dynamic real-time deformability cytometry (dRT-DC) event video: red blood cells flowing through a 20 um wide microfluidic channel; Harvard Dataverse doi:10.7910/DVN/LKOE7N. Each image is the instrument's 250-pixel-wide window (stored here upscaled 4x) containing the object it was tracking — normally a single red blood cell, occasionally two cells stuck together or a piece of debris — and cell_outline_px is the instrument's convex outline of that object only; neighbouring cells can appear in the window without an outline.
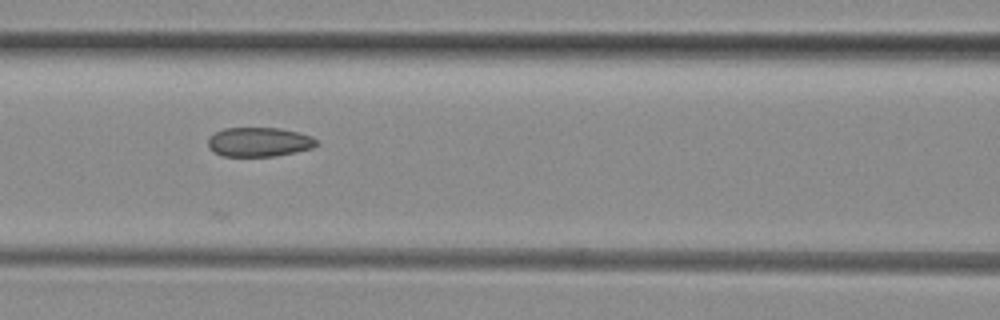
{"species": "common noctule bat (a hibernating species)", "species_latin": "Nyctalus noctula", "temperature_condition": "room temperature", "stored_images_in_passage": 8, "camera_frame_rate_fps": 3000, "um_per_image_px": 0.085, "animal": {"sex": "female", "body_mass_g": 29.2, "forearm_length_mm": 56.3}, "frame": {"image": 1, "passage_image": 6, "time_ms": 6.667, "image_size_px": [1000, 320], "cell_outline_px": [[320, 144], [312, 148], [296, 152], [276, 156], [224, 156], [208, 148], [208, 136], [224, 128], [280, 128], [312, 136]], "centroid_in_image_um": [22.03, 12.07], "position_along_channel_um": 144.6, "area_um2": 18.55}}